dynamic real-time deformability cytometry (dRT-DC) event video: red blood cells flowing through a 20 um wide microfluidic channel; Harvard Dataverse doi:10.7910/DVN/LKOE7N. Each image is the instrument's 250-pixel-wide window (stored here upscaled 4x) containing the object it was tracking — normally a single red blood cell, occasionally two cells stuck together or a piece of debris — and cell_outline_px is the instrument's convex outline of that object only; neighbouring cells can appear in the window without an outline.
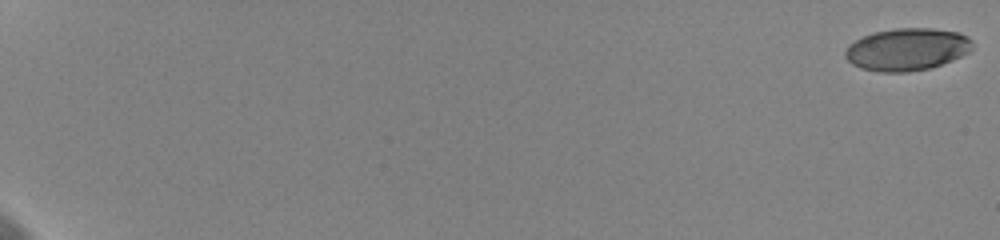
{"species": "human", "species_latin": "Homo sapiens", "temperature_condition": "cold", "stored_images_in_passage": 26, "camera_frame_rate_fps": 3000, "um_per_image_px": 0.085, "donor": {"sex": "female"}, "frame": {"image": 1, "passage_image": 1, "time_ms": 0.0, "image_size_px": [1000, 240], "cell_outline_px": [[972, 48], [968, 52], [952, 60], [928, 68], [908, 72], [880, 72], [860, 68], [852, 64], [844, 56], [844, 52], [848, 44], [872, 32], [896, 28], [932, 28], [960, 32], [968, 36], [972, 40]], "centroid_in_image_um": [77.08, 4.18], "position_along_channel_um": 7.9, "area_um2": 31.5}}
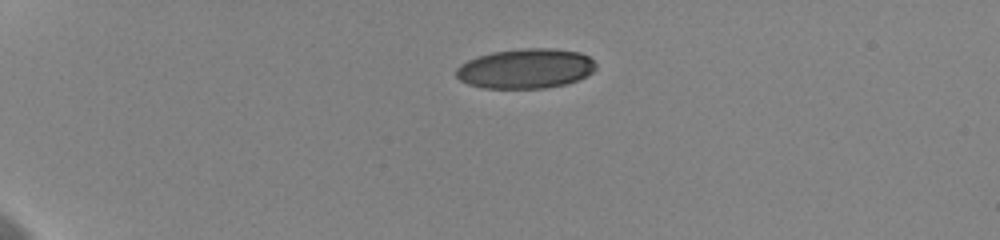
{"frame": {"image": 2, "passage_image": 17, "time_ms": 5.333, "image_size_px": [1000, 240], "cell_outline_px": [[596, 68], [588, 76], [564, 84], [544, 88], [484, 88], [468, 84], [460, 80], [456, 76], [456, 68], [460, 64], [476, 56], [492, 52], [524, 48], [552, 48], [580, 52], [588, 56], [596, 64]], "centroid_in_image_um": [44.67, 5.82], "position_along_channel_um": 40.3, "area_um2": 32.48}}